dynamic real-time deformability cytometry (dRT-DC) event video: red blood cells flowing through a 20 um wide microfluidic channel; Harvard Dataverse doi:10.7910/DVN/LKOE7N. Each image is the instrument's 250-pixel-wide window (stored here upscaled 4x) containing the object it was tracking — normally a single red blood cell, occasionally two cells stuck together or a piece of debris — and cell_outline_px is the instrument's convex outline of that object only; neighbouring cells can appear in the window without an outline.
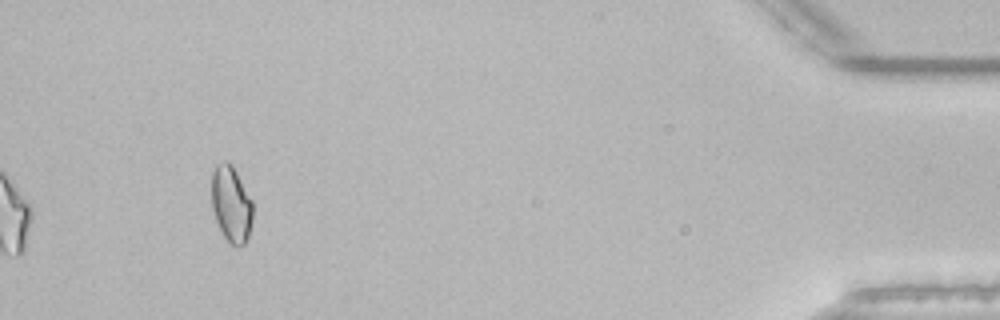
{"species": "common noctule bat (a hibernating species)", "species_latin": "Nyctalus noctula", "temperature_condition": "room temperature", "stored_images_in_passage": 45, "camera_frame_rate_fps": 3000, "um_per_image_px": 0.085, "animal": {"sex": "male", "body_mass_g": 21.5, "forearm_length_mm": 52.0}, "frame": {"image": 1, "passage_image": 45, "time_ms": 14.667, "image_size_px": [1000, 320], "cell_outline_px": [[252, 220], [248, 236], [244, 244], [236, 248], [224, 236], [216, 220], [212, 208], [212, 172], [216, 164], [224, 160], [228, 160], [232, 164], [252, 200]], "centroid_in_image_um": [19.65, 17.31], "position_along_channel_um": 415.6, "area_um2": 18.26}, "authors_computed_cell_mechanics": {"area_um2": 18.496, "velocity_mm_per_s": 3.8866, "shape_relaxation_time_tau1_ms": 6.1524, "shape_relaxation_time_tau2_ms": 2.7756, "deformation_change_tau1": 0.0951, "deformation_change_tau2": 0.0681}}